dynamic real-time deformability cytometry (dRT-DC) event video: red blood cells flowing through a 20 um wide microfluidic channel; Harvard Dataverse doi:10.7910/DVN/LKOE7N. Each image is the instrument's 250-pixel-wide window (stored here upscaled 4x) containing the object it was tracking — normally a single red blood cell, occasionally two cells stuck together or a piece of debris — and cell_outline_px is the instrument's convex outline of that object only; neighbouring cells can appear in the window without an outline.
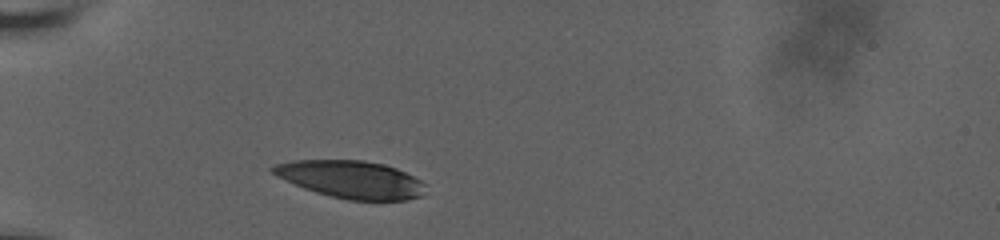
{"species": "human", "species_latin": "Homo sapiens", "temperature_condition": "room temperature", "stored_images_in_passage": 32, "camera_frame_rate_fps": 3000, "um_per_image_px": 0.085, "donor": {"sex": "male"}, "frame": {"image": 1, "passage_image": 1, "time_ms": 0.0, "image_size_px": [1000, 240], "cell_outline_px": [[428, 184], [424, 196], [408, 200], [348, 200], [316, 192], [304, 188], [276, 176], [268, 168], [276, 164], [296, 160], [364, 160], [384, 164], [396, 168]], "centroid_in_image_um": [29.89, 15.25], "position_along_channel_um": 55.1, "area_um2": 33.52}}
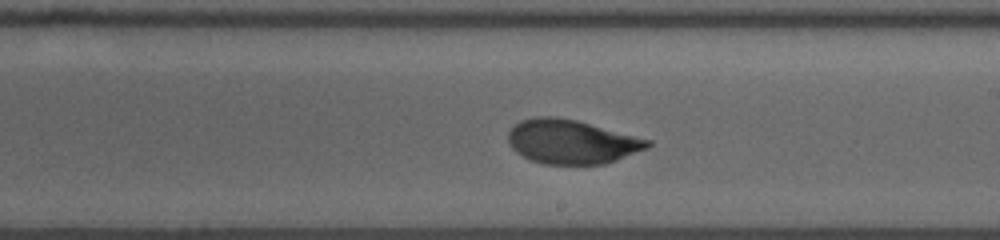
{"frame": {"image": 2, "passage_image": 18, "time_ms": 5.667, "image_size_px": [1000, 240], "cell_outline_px": [[652, 144], [648, 148], [616, 160], [604, 164], [544, 164], [532, 160], [516, 152], [508, 144], [508, 132], [520, 120], [536, 116], [556, 116], [576, 120], [652, 140]], "centroid_in_image_um": [48.58, 12.04], "position_along_channel_um": 240.4, "area_um2": 35.84}}
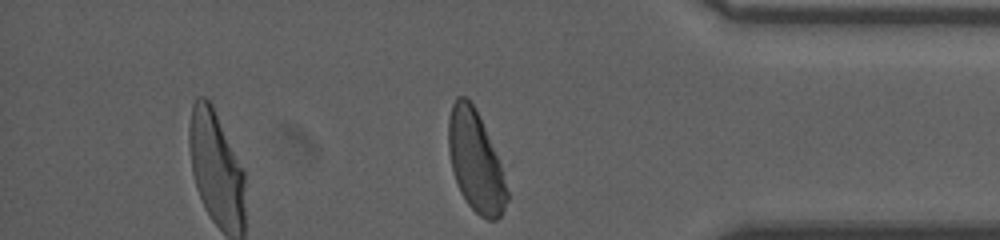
{"frame": {"image": 3, "passage_image": 32, "time_ms": 10.333, "image_size_px": [1000, 240], "cell_outline_px": [[508, 200], [500, 216], [496, 220], [488, 220], [480, 216], [468, 204], [460, 192], [452, 168], [448, 148], [448, 120], [452, 104], [456, 96], [464, 96], [476, 108], [500, 164], [508, 192]], "centroid_in_image_um": [40.41, 13.72], "position_along_channel_um": 394.8, "area_um2": 33.87}, "authors_computed_cell_mechanics": {"area_um2": 36.0383, "velocity_mm_per_s": 3.6251, "shape_relaxation_time_tau1_ms": 3.0686, "shape_relaxation_time_tau2_ms": 1.3421, "deformation_change_tau1": 0.1587, "deformation_change_tau2": 0.0428}}